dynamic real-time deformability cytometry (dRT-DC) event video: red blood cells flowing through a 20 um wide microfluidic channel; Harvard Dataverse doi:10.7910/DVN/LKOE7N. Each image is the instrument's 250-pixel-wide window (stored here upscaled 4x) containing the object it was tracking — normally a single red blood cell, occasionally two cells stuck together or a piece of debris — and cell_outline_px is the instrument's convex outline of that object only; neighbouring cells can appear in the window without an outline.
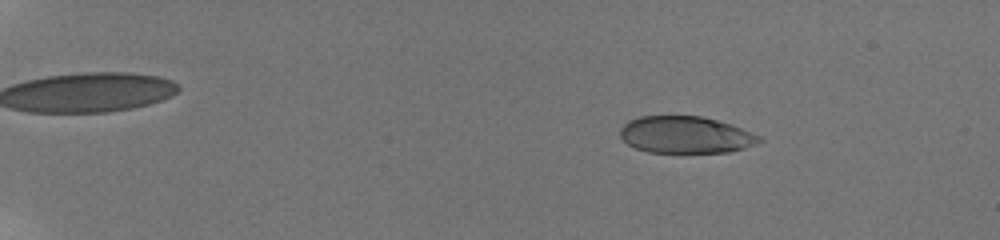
{"species": "human", "species_latin": "Homo sapiens", "temperature_condition": "room temperature", "stored_images_in_passage": 58, "camera_frame_rate_fps": 3000, "um_per_image_px": 0.085, "donor": {"sex": "male"}, "frame": {"image": 1, "passage_image": 10, "time_ms": 3.0, "image_size_px": [1000, 240], "cell_outline_px": [[764, 140], [744, 148], [732, 152], [648, 152], [636, 148], [628, 144], [620, 136], [620, 128], [628, 120], [640, 116], [700, 116], [732, 124], [760, 136]], "centroid_in_image_um": [58.27, 11.45], "position_along_channel_um": 26.7, "area_um2": 29.88}}
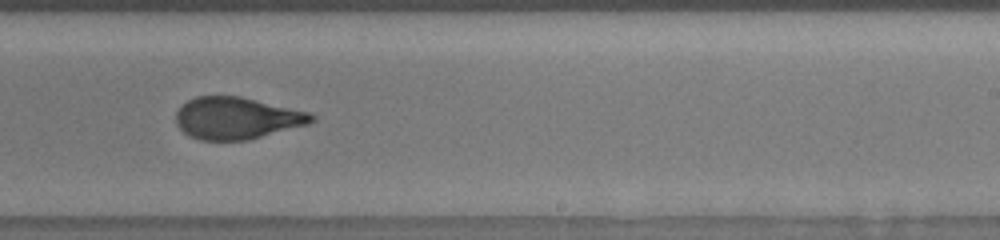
{"frame": {"image": 2, "passage_image": 40, "time_ms": 13.0, "image_size_px": [1000, 240], "cell_outline_px": [[316, 120], [308, 124], [248, 140], [200, 140], [188, 136], [176, 124], [176, 112], [188, 100], [196, 96], [240, 96], [308, 112], [316, 116]], "centroid_in_image_um": [20.11, 10.05], "position_along_channel_um": 268.9, "area_um2": 33.0}}
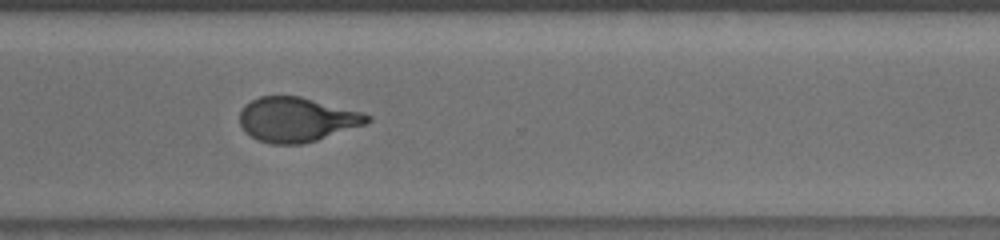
{"frame": {"image": 3, "passage_image": 46, "time_ms": 15.0, "image_size_px": [1000, 240], "cell_outline_px": [[372, 120], [364, 124], [304, 144], [272, 144], [256, 140], [240, 124], [240, 112], [244, 104], [260, 96], [300, 96], [360, 112], [372, 116]], "centroid_in_image_um": [25.19, 10.16], "position_along_channel_um": 345.4, "area_um2": 32.71}, "authors_computed_cell_mechanics": {"area_um2": 32.8593, "velocity_mm_per_s": 3.827, "shape_relaxation_time_tau1_ms": 5.0902, "shape_relaxation_time_tau2_ms": 1.0725, "deformation_change_tau1": 0.1954, "deformation_change_tau2": 0.083}}